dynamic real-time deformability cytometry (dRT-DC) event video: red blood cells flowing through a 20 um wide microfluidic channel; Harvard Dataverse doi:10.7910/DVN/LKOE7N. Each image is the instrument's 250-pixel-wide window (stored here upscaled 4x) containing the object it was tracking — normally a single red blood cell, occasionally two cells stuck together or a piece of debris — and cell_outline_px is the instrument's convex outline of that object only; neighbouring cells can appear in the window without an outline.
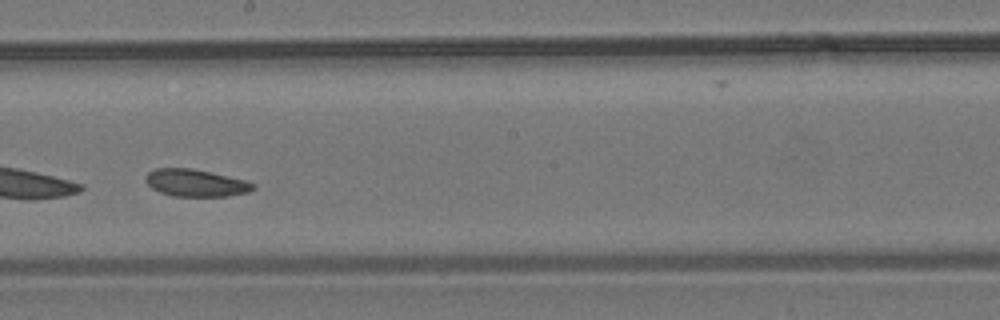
{"species": "common noctule bat (a hibernating species)", "species_latin": "Nyctalus noctula", "temperature_condition": "room temperature", "stored_images_in_passage": 43, "camera_frame_rate_fps": 3000, "um_per_image_px": 0.085, "animal": {"sex": "male", "body_mass_g": 19.2, "forearm_length_mm": 51.8}, "frame": {"image": 1, "passage_image": 28, "time_ms": 9.0, "image_size_px": [1000, 320], "cell_outline_px": [[256, 188], [248, 192], [228, 196], [172, 196], [160, 192], [152, 188], [144, 180], [144, 176], [148, 172], [156, 168], [192, 168], [244, 180], [256, 184]], "centroid_in_image_um": [16.61, 15.55], "position_along_channel_um": 231.6, "area_um2": 17.05}, "authors_computed_cell_mechanics": {"area_um2": 17.8024, "velocity_mm_per_s": 3.6531, "shape_relaxation_time_tau1_ms": null, "shape_relaxation_time_tau2_ms": 5.437, "deformation_change_tau1": null, "deformation_change_tau2": 0.1105}}